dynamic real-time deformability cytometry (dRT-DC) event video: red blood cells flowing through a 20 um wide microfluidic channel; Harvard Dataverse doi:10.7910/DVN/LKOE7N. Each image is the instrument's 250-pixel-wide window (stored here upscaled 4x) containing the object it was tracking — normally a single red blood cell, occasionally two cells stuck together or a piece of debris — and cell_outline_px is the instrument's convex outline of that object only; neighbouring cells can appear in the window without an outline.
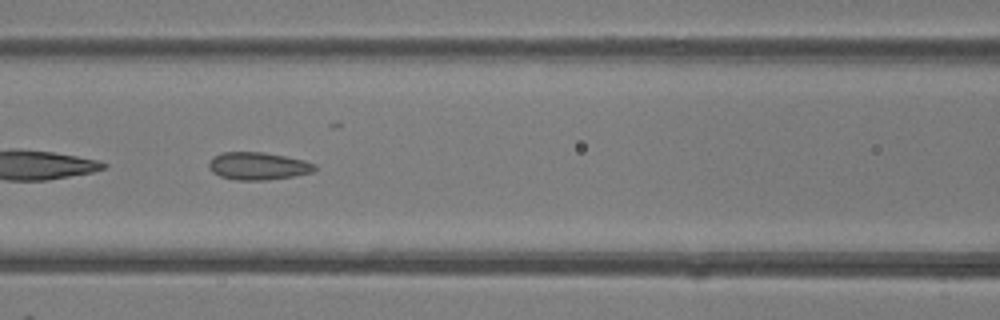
{"species": "common noctule bat (a hibernating species)", "species_latin": "Nyctalus noctula", "temperature_condition": "room temperature", "stored_images_in_passage": 8, "camera_frame_rate_fps": 3000, "um_per_image_px": 0.085, "animal": {"sex": "female"}, "frame": {"image": 1, "passage_image": 6, "time_ms": 5.667, "image_size_px": [1000, 320], "cell_outline_px": [[316, 168], [312, 172], [292, 176], [268, 180], [236, 180], [220, 176], [212, 172], [208, 168], [208, 164], [212, 156], [220, 152], [264, 152], [304, 160], [316, 164]], "centroid_in_image_um": [21.89, 14.1], "position_along_channel_um": 144.7, "area_um2": 17.11}}
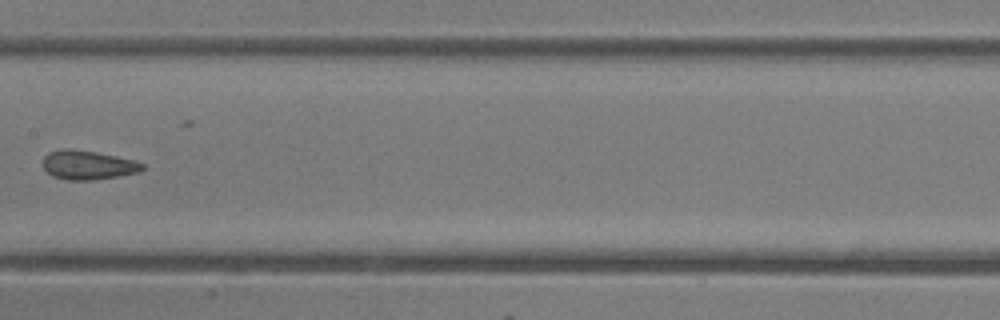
{"frame": {"image": 2, "passage_image": 7, "time_ms": 7.0, "image_size_px": [1000, 320], "cell_outline_px": [[144, 168], [140, 172], [92, 180], [68, 180], [52, 176], [44, 168], [44, 156], [48, 152], [64, 148], [72, 148], [96, 152], [116, 156], [132, 160], [144, 164]], "centroid_in_image_um": [7.45, 14.02], "position_along_channel_um": 199.9, "area_um2": 16.76}}
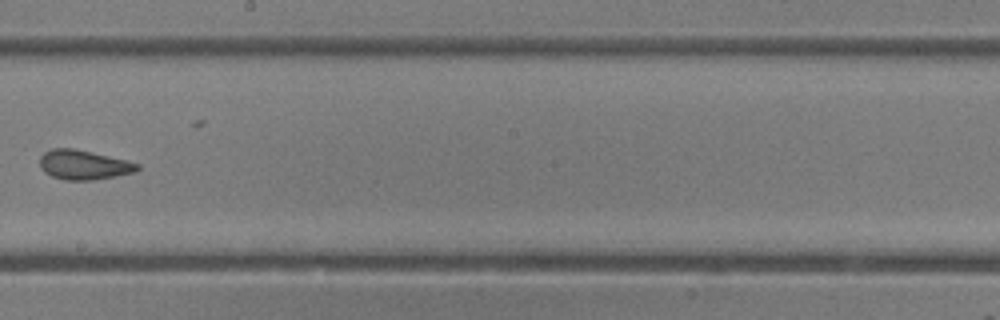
{"frame": {"image": 3, "passage_image": 8, "time_ms": 8.0, "image_size_px": [1000, 320], "cell_outline_px": [[140, 168], [136, 172], [92, 180], [64, 180], [52, 176], [44, 172], [40, 168], [40, 156], [44, 152], [52, 148], [72, 148], [108, 156], [140, 164]], "centroid_in_image_um": [7.08, 14.01], "position_along_channel_um": 241.1, "area_um2": 16.65}}